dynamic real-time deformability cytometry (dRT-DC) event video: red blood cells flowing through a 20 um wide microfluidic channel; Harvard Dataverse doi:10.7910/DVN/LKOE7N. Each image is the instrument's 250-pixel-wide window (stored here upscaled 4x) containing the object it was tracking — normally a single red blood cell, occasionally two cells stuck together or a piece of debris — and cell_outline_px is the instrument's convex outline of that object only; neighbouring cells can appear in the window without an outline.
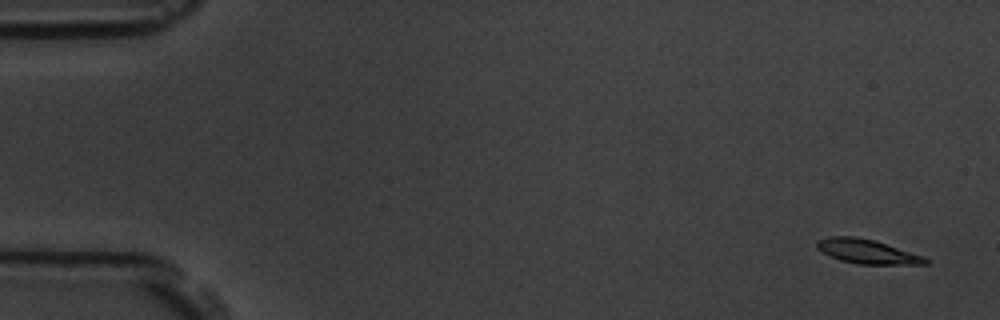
{"species": "common noctule bat (a hibernating species)", "species_latin": "Nyctalus noctula", "temperature_condition": "room temperature", "stored_images_in_passage": 5, "camera_frame_rate_fps": 3000, "um_per_image_px": 0.085, "animal": {"sex": "male", "body_mass_g": 19.5, "forearm_length_mm": 54.6}, "frame": {"image": 1, "passage_image": 1, "time_ms": 0.0, "image_size_px": [1000, 320], "cell_outline_px": [[928, 264], [856, 264], [840, 260], [828, 256], [820, 252], [816, 248], [816, 240], [828, 236], [856, 236], [876, 240], [924, 256], [928, 260]], "centroid_in_image_um": [73.65, 21.36], "position_along_channel_um": 11.4, "area_um2": 15.66}}
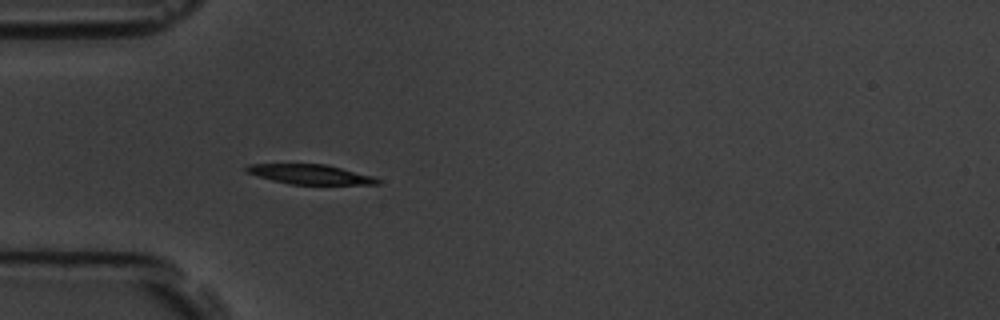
{"frame": {"image": 2, "passage_image": 5, "time_ms": 4.667, "image_size_px": [1000, 320], "cell_outline_px": [[380, 184], [292, 184], [272, 180], [244, 172], [244, 168], [248, 164], [324, 164], [372, 176], [380, 180]], "centroid_in_image_um": [26.3, 14.81], "position_along_channel_um": 58.7, "area_um2": 14.8}}